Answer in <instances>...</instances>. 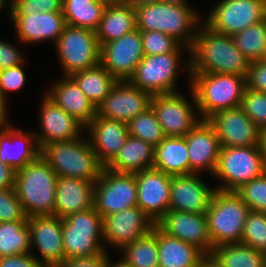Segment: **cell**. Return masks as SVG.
Returning <instances> with one entry per match:
<instances>
[{"instance_id":"obj_49","label":"cell","mask_w":266,"mask_h":267,"mask_svg":"<svg viewBox=\"0 0 266 267\" xmlns=\"http://www.w3.org/2000/svg\"><path fill=\"white\" fill-rule=\"evenodd\" d=\"M24 63L20 50L13 44L0 41V70Z\"/></svg>"},{"instance_id":"obj_7","label":"cell","mask_w":266,"mask_h":267,"mask_svg":"<svg viewBox=\"0 0 266 267\" xmlns=\"http://www.w3.org/2000/svg\"><path fill=\"white\" fill-rule=\"evenodd\" d=\"M265 172L266 160L260 146L221 147L213 175L224 181L217 190L236 191Z\"/></svg>"},{"instance_id":"obj_46","label":"cell","mask_w":266,"mask_h":267,"mask_svg":"<svg viewBox=\"0 0 266 267\" xmlns=\"http://www.w3.org/2000/svg\"><path fill=\"white\" fill-rule=\"evenodd\" d=\"M22 65L24 64L0 70V98L5 99L7 92L20 90L24 86L26 76Z\"/></svg>"},{"instance_id":"obj_12","label":"cell","mask_w":266,"mask_h":267,"mask_svg":"<svg viewBox=\"0 0 266 267\" xmlns=\"http://www.w3.org/2000/svg\"><path fill=\"white\" fill-rule=\"evenodd\" d=\"M212 9L204 24L228 36L266 18V0H221Z\"/></svg>"},{"instance_id":"obj_26","label":"cell","mask_w":266,"mask_h":267,"mask_svg":"<svg viewBox=\"0 0 266 267\" xmlns=\"http://www.w3.org/2000/svg\"><path fill=\"white\" fill-rule=\"evenodd\" d=\"M95 183L72 177H57L54 214L63 219L94 207Z\"/></svg>"},{"instance_id":"obj_56","label":"cell","mask_w":266,"mask_h":267,"mask_svg":"<svg viewBox=\"0 0 266 267\" xmlns=\"http://www.w3.org/2000/svg\"><path fill=\"white\" fill-rule=\"evenodd\" d=\"M260 147H261L262 153L264 154L265 160H266V128H263L261 130Z\"/></svg>"},{"instance_id":"obj_28","label":"cell","mask_w":266,"mask_h":267,"mask_svg":"<svg viewBox=\"0 0 266 267\" xmlns=\"http://www.w3.org/2000/svg\"><path fill=\"white\" fill-rule=\"evenodd\" d=\"M62 79L54 83L45 95L85 127L95 118L96 106L69 76Z\"/></svg>"},{"instance_id":"obj_52","label":"cell","mask_w":266,"mask_h":267,"mask_svg":"<svg viewBox=\"0 0 266 267\" xmlns=\"http://www.w3.org/2000/svg\"><path fill=\"white\" fill-rule=\"evenodd\" d=\"M197 267H223L212 254H204L198 261Z\"/></svg>"},{"instance_id":"obj_2","label":"cell","mask_w":266,"mask_h":267,"mask_svg":"<svg viewBox=\"0 0 266 267\" xmlns=\"http://www.w3.org/2000/svg\"><path fill=\"white\" fill-rule=\"evenodd\" d=\"M190 89L194 109L201 120L214 113L239 107L246 90L245 76L221 73H191Z\"/></svg>"},{"instance_id":"obj_48","label":"cell","mask_w":266,"mask_h":267,"mask_svg":"<svg viewBox=\"0 0 266 267\" xmlns=\"http://www.w3.org/2000/svg\"><path fill=\"white\" fill-rule=\"evenodd\" d=\"M107 250L92 256H79L65 259L59 267H105Z\"/></svg>"},{"instance_id":"obj_55","label":"cell","mask_w":266,"mask_h":267,"mask_svg":"<svg viewBox=\"0 0 266 267\" xmlns=\"http://www.w3.org/2000/svg\"><path fill=\"white\" fill-rule=\"evenodd\" d=\"M105 267H132V266L128 264L124 259H120L116 263L114 262L112 264L111 259L109 260V255L107 253V262Z\"/></svg>"},{"instance_id":"obj_20","label":"cell","mask_w":266,"mask_h":267,"mask_svg":"<svg viewBox=\"0 0 266 267\" xmlns=\"http://www.w3.org/2000/svg\"><path fill=\"white\" fill-rule=\"evenodd\" d=\"M156 225L166 234L195 245L204 254H211L206 214L167 211Z\"/></svg>"},{"instance_id":"obj_58","label":"cell","mask_w":266,"mask_h":267,"mask_svg":"<svg viewBox=\"0 0 266 267\" xmlns=\"http://www.w3.org/2000/svg\"><path fill=\"white\" fill-rule=\"evenodd\" d=\"M164 3H169V4H177V5H186L188 4L185 0H159Z\"/></svg>"},{"instance_id":"obj_11","label":"cell","mask_w":266,"mask_h":267,"mask_svg":"<svg viewBox=\"0 0 266 267\" xmlns=\"http://www.w3.org/2000/svg\"><path fill=\"white\" fill-rule=\"evenodd\" d=\"M137 206L135 174L119 173L104 167L94 185V208L104 218Z\"/></svg>"},{"instance_id":"obj_19","label":"cell","mask_w":266,"mask_h":267,"mask_svg":"<svg viewBox=\"0 0 266 267\" xmlns=\"http://www.w3.org/2000/svg\"><path fill=\"white\" fill-rule=\"evenodd\" d=\"M154 225L139 207H130L103 218V241L122 249L146 235Z\"/></svg>"},{"instance_id":"obj_15","label":"cell","mask_w":266,"mask_h":267,"mask_svg":"<svg viewBox=\"0 0 266 267\" xmlns=\"http://www.w3.org/2000/svg\"><path fill=\"white\" fill-rule=\"evenodd\" d=\"M207 121L217 133L221 147L260 146L261 129L240 106L218 111Z\"/></svg>"},{"instance_id":"obj_4","label":"cell","mask_w":266,"mask_h":267,"mask_svg":"<svg viewBox=\"0 0 266 267\" xmlns=\"http://www.w3.org/2000/svg\"><path fill=\"white\" fill-rule=\"evenodd\" d=\"M134 9L136 29L160 31L173 37L181 45L191 48L200 19L192 7L187 4L177 5L158 1Z\"/></svg>"},{"instance_id":"obj_24","label":"cell","mask_w":266,"mask_h":267,"mask_svg":"<svg viewBox=\"0 0 266 267\" xmlns=\"http://www.w3.org/2000/svg\"><path fill=\"white\" fill-rule=\"evenodd\" d=\"M87 128L89 142L99 162L106 167L118 154L129 136L128 125L123 121L95 116Z\"/></svg>"},{"instance_id":"obj_47","label":"cell","mask_w":266,"mask_h":267,"mask_svg":"<svg viewBox=\"0 0 266 267\" xmlns=\"http://www.w3.org/2000/svg\"><path fill=\"white\" fill-rule=\"evenodd\" d=\"M245 78L246 89L266 93V59L250 62Z\"/></svg>"},{"instance_id":"obj_43","label":"cell","mask_w":266,"mask_h":267,"mask_svg":"<svg viewBox=\"0 0 266 267\" xmlns=\"http://www.w3.org/2000/svg\"><path fill=\"white\" fill-rule=\"evenodd\" d=\"M144 55L174 52L181 44L173 37L160 31H141Z\"/></svg>"},{"instance_id":"obj_6","label":"cell","mask_w":266,"mask_h":267,"mask_svg":"<svg viewBox=\"0 0 266 267\" xmlns=\"http://www.w3.org/2000/svg\"><path fill=\"white\" fill-rule=\"evenodd\" d=\"M249 211L235 191L216 190L206 212L212 247L241 243Z\"/></svg>"},{"instance_id":"obj_23","label":"cell","mask_w":266,"mask_h":267,"mask_svg":"<svg viewBox=\"0 0 266 267\" xmlns=\"http://www.w3.org/2000/svg\"><path fill=\"white\" fill-rule=\"evenodd\" d=\"M40 108V122L43 131L39 134L35 133L40 148L46 144L70 141L82 136L81 130L85 129L84 126L46 95L43 97Z\"/></svg>"},{"instance_id":"obj_3","label":"cell","mask_w":266,"mask_h":267,"mask_svg":"<svg viewBox=\"0 0 266 267\" xmlns=\"http://www.w3.org/2000/svg\"><path fill=\"white\" fill-rule=\"evenodd\" d=\"M57 177L41 155L16 172L14 189L27 217L54 214Z\"/></svg>"},{"instance_id":"obj_44","label":"cell","mask_w":266,"mask_h":267,"mask_svg":"<svg viewBox=\"0 0 266 267\" xmlns=\"http://www.w3.org/2000/svg\"><path fill=\"white\" fill-rule=\"evenodd\" d=\"M11 15H31L34 13L63 12V0H11Z\"/></svg>"},{"instance_id":"obj_8","label":"cell","mask_w":266,"mask_h":267,"mask_svg":"<svg viewBox=\"0 0 266 267\" xmlns=\"http://www.w3.org/2000/svg\"><path fill=\"white\" fill-rule=\"evenodd\" d=\"M65 259L103 252V217L91 208L62 219Z\"/></svg>"},{"instance_id":"obj_5","label":"cell","mask_w":266,"mask_h":267,"mask_svg":"<svg viewBox=\"0 0 266 267\" xmlns=\"http://www.w3.org/2000/svg\"><path fill=\"white\" fill-rule=\"evenodd\" d=\"M40 155L58 177H72L95 183L104 168L89 140L81 136L70 141L46 144L41 147Z\"/></svg>"},{"instance_id":"obj_31","label":"cell","mask_w":266,"mask_h":267,"mask_svg":"<svg viewBox=\"0 0 266 267\" xmlns=\"http://www.w3.org/2000/svg\"><path fill=\"white\" fill-rule=\"evenodd\" d=\"M159 267H197L204 253L195 245L163 232L157 226Z\"/></svg>"},{"instance_id":"obj_30","label":"cell","mask_w":266,"mask_h":267,"mask_svg":"<svg viewBox=\"0 0 266 267\" xmlns=\"http://www.w3.org/2000/svg\"><path fill=\"white\" fill-rule=\"evenodd\" d=\"M153 168L170 176L190 174L185 137H165L156 147Z\"/></svg>"},{"instance_id":"obj_10","label":"cell","mask_w":266,"mask_h":267,"mask_svg":"<svg viewBox=\"0 0 266 267\" xmlns=\"http://www.w3.org/2000/svg\"><path fill=\"white\" fill-rule=\"evenodd\" d=\"M182 46L188 50L187 53H190L188 47L180 45L174 52L167 54L144 55L128 81L151 95L178 92L176 77L181 70L178 68V63Z\"/></svg>"},{"instance_id":"obj_16","label":"cell","mask_w":266,"mask_h":267,"mask_svg":"<svg viewBox=\"0 0 266 267\" xmlns=\"http://www.w3.org/2000/svg\"><path fill=\"white\" fill-rule=\"evenodd\" d=\"M151 98L149 92L129 81H118L96 107V115L128 123L150 107Z\"/></svg>"},{"instance_id":"obj_32","label":"cell","mask_w":266,"mask_h":267,"mask_svg":"<svg viewBox=\"0 0 266 267\" xmlns=\"http://www.w3.org/2000/svg\"><path fill=\"white\" fill-rule=\"evenodd\" d=\"M136 29L135 9L129 4L105 7L96 36L100 46Z\"/></svg>"},{"instance_id":"obj_21","label":"cell","mask_w":266,"mask_h":267,"mask_svg":"<svg viewBox=\"0 0 266 267\" xmlns=\"http://www.w3.org/2000/svg\"><path fill=\"white\" fill-rule=\"evenodd\" d=\"M199 174L171 176L170 211L206 214L215 191L200 178Z\"/></svg>"},{"instance_id":"obj_38","label":"cell","mask_w":266,"mask_h":267,"mask_svg":"<svg viewBox=\"0 0 266 267\" xmlns=\"http://www.w3.org/2000/svg\"><path fill=\"white\" fill-rule=\"evenodd\" d=\"M236 47L247 58L254 62L266 59V18L245 30L234 34Z\"/></svg>"},{"instance_id":"obj_39","label":"cell","mask_w":266,"mask_h":267,"mask_svg":"<svg viewBox=\"0 0 266 267\" xmlns=\"http://www.w3.org/2000/svg\"><path fill=\"white\" fill-rule=\"evenodd\" d=\"M127 125L129 135L148 142L154 147L166 137L151 106L132 118Z\"/></svg>"},{"instance_id":"obj_34","label":"cell","mask_w":266,"mask_h":267,"mask_svg":"<svg viewBox=\"0 0 266 267\" xmlns=\"http://www.w3.org/2000/svg\"><path fill=\"white\" fill-rule=\"evenodd\" d=\"M106 5L97 0H63L66 24L97 31Z\"/></svg>"},{"instance_id":"obj_29","label":"cell","mask_w":266,"mask_h":267,"mask_svg":"<svg viewBox=\"0 0 266 267\" xmlns=\"http://www.w3.org/2000/svg\"><path fill=\"white\" fill-rule=\"evenodd\" d=\"M155 147L131 135L119 150L107 169L119 173L136 174L153 168Z\"/></svg>"},{"instance_id":"obj_40","label":"cell","mask_w":266,"mask_h":267,"mask_svg":"<svg viewBox=\"0 0 266 267\" xmlns=\"http://www.w3.org/2000/svg\"><path fill=\"white\" fill-rule=\"evenodd\" d=\"M241 243L266 253V213L249 211Z\"/></svg>"},{"instance_id":"obj_9","label":"cell","mask_w":266,"mask_h":267,"mask_svg":"<svg viewBox=\"0 0 266 267\" xmlns=\"http://www.w3.org/2000/svg\"><path fill=\"white\" fill-rule=\"evenodd\" d=\"M55 48L65 76L100 63L101 46L95 31L66 24Z\"/></svg>"},{"instance_id":"obj_35","label":"cell","mask_w":266,"mask_h":267,"mask_svg":"<svg viewBox=\"0 0 266 267\" xmlns=\"http://www.w3.org/2000/svg\"><path fill=\"white\" fill-rule=\"evenodd\" d=\"M211 254L223 267H266V253L242 243L215 246Z\"/></svg>"},{"instance_id":"obj_1","label":"cell","mask_w":266,"mask_h":267,"mask_svg":"<svg viewBox=\"0 0 266 267\" xmlns=\"http://www.w3.org/2000/svg\"><path fill=\"white\" fill-rule=\"evenodd\" d=\"M202 26V27H201ZM186 63L188 74L221 73L245 76L250 61L236 47L232 36L212 31L204 23L198 27Z\"/></svg>"},{"instance_id":"obj_53","label":"cell","mask_w":266,"mask_h":267,"mask_svg":"<svg viewBox=\"0 0 266 267\" xmlns=\"http://www.w3.org/2000/svg\"><path fill=\"white\" fill-rule=\"evenodd\" d=\"M6 99L0 98V132L6 131L12 124H8L7 121V110H6Z\"/></svg>"},{"instance_id":"obj_42","label":"cell","mask_w":266,"mask_h":267,"mask_svg":"<svg viewBox=\"0 0 266 267\" xmlns=\"http://www.w3.org/2000/svg\"><path fill=\"white\" fill-rule=\"evenodd\" d=\"M240 107L262 130L266 128V93L246 89Z\"/></svg>"},{"instance_id":"obj_18","label":"cell","mask_w":266,"mask_h":267,"mask_svg":"<svg viewBox=\"0 0 266 267\" xmlns=\"http://www.w3.org/2000/svg\"><path fill=\"white\" fill-rule=\"evenodd\" d=\"M137 207L156 224L169 211L171 176L154 168L135 174Z\"/></svg>"},{"instance_id":"obj_22","label":"cell","mask_w":266,"mask_h":267,"mask_svg":"<svg viewBox=\"0 0 266 267\" xmlns=\"http://www.w3.org/2000/svg\"><path fill=\"white\" fill-rule=\"evenodd\" d=\"M190 174L208 170L214 174L220 155L221 144L213 126L200 120L185 136Z\"/></svg>"},{"instance_id":"obj_41","label":"cell","mask_w":266,"mask_h":267,"mask_svg":"<svg viewBox=\"0 0 266 267\" xmlns=\"http://www.w3.org/2000/svg\"><path fill=\"white\" fill-rule=\"evenodd\" d=\"M250 210L266 213V172L235 191Z\"/></svg>"},{"instance_id":"obj_51","label":"cell","mask_w":266,"mask_h":267,"mask_svg":"<svg viewBox=\"0 0 266 267\" xmlns=\"http://www.w3.org/2000/svg\"><path fill=\"white\" fill-rule=\"evenodd\" d=\"M15 174L10 166L0 162V190L14 187Z\"/></svg>"},{"instance_id":"obj_59","label":"cell","mask_w":266,"mask_h":267,"mask_svg":"<svg viewBox=\"0 0 266 267\" xmlns=\"http://www.w3.org/2000/svg\"><path fill=\"white\" fill-rule=\"evenodd\" d=\"M6 2V0H0V10L2 9V7L4 8Z\"/></svg>"},{"instance_id":"obj_13","label":"cell","mask_w":266,"mask_h":267,"mask_svg":"<svg viewBox=\"0 0 266 267\" xmlns=\"http://www.w3.org/2000/svg\"><path fill=\"white\" fill-rule=\"evenodd\" d=\"M141 31H134L101 45L100 63L117 81H128L143 59Z\"/></svg>"},{"instance_id":"obj_37","label":"cell","mask_w":266,"mask_h":267,"mask_svg":"<svg viewBox=\"0 0 266 267\" xmlns=\"http://www.w3.org/2000/svg\"><path fill=\"white\" fill-rule=\"evenodd\" d=\"M31 251L28 221L0 222V257Z\"/></svg>"},{"instance_id":"obj_36","label":"cell","mask_w":266,"mask_h":267,"mask_svg":"<svg viewBox=\"0 0 266 267\" xmlns=\"http://www.w3.org/2000/svg\"><path fill=\"white\" fill-rule=\"evenodd\" d=\"M124 260L132 267H159L157 225L146 235L121 249Z\"/></svg>"},{"instance_id":"obj_57","label":"cell","mask_w":266,"mask_h":267,"mask_svg":"<svg viewBox=\"0 0 266 267\" xmlns=\"http://www.w3.org/2000/svg\"><path fill=\"white\" fill-rule=\"evenodd\" d=\"M97 1L108 6V5H122L125 4L126 0H97Z\"/></svg>"},{"instance_id":"obj_45","label":"cell","mask_w":266,"mask_h":267,"mask_svg":"<svg viewBox=\"0 0 266 267\" xmlns=\"http://www.w3.org/2000/svg\"><path fill=\"white\" fill-rule=\"evenodd\" d=\"M28 221L14 187L0 190V222Z\"/></svg>"},{"instance_id":"obj_50","label":"cell","mask_w":266,"mask_h":267,"mask_svg":"<svg viewBox=\"0 0 266 267\" xmlns=\"http://www.w3.org/2000/svg\"><path fill=\"white\" fill-rule=\"evenodd\" d=\"M0 267H44L33 254H18L0 257Z\"/></svg>"},{"instance_id":"obj_33","label":"cell","mask_w":266,"mask_h":267,"mask_svg":"<svg viewBox=\"0 0 266 267\" xmlns=\"http://www.w3.org/2000/svg\"><path fill=\"white\" fill-rule=\"evenodd\" d=\"M69 77L96 107L118 82L101 63Z\"/></svg>"},{"instance_id":"obj_14","label":"cell","mask_w":266,"mask_h":267,"mask_svg":"<svg viewBox=\"0 0 266 267\" xmlns=\"http://www.w3.org/2000/svg\"><path fill=\"white\" fill-rule=\"evenodd\" d=\"M150 106L167 137H184L201 120L179 92L152 95Z\"/></svg>"},{"instance_id":"obj_25","label":"cell","mask_w":266,"mask_h":267,"mask_svg":"<svg viewBox=\"0 0 266 267\" xmlns=\"http://www.w3.org/2000/svg\"><path fill=\"white\" fill-rule=\"evenodd\" d=\"M16 35L24 43H40L46 40L57 42L66 26L63 12L11 15Z\"/></svg>"},{"instance_id":"obj_54","label":"cell","mask_w":266,"mask_h":267,"mask_svg":"<svg viewBox=\"0 0 266 267\" xmlns=\"http://www.w3.org/2000/svg\"><path fill=\"white\" fill-rule=\"evenodd\" d=\"M159 0H126L125 3L129 4L133 8L141 7L144 5H149L155 2H158Z\"/></svg>"},{"instance_id":"obj_17","label":"cell","mask_w":266,"mask_h":267,"mask_svg":"<svg viewBox=\"0 0 266 267\" xmlns=\"http://www.w3.org/2000/svg\"><path fill=\"white\" fill-rule=\"evenodd\" d=\"M30 245L38 249L44 267H59L65 260L62 219L55 215L28 217Z\"/></svg>"},{"instance_id":"obj_27","label":"cell","mask_w":266,"mask_h":267,"mask_svg":"<svg viewBox=\"0 0 266 267\" xmlns=\"http://www.w3.org/2000/svg\"><path fill=\"white\" fill-rule=\"evenodd\" d=\"M35 133L22 132L12 125L0 132V162L10 166L15 172L40 156Z\"/></svg>"}]
</instances>
